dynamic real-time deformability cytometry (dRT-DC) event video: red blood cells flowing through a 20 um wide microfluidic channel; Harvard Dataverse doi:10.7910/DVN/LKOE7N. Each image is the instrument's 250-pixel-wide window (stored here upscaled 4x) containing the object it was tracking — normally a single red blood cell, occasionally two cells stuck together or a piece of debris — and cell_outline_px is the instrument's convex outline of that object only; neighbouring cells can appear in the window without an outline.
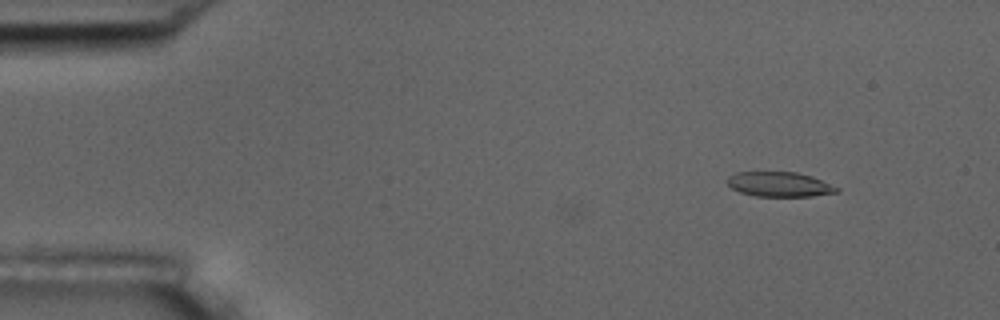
{"species": "common noctule bat (a hibernating species)", "species_latin": "Nyctalus noctula", "temperature_condition": "room temperature", "stored_images_in_passage": 4, "camera_frame_rate_fps": 3000, "um_per_image_px": 0.085, "animal": {"sex": "male", "body_mass_g": 17.5, "forearm_length_mm": 52.3}, "frame": {"image": 1, "passage_image": 1, "time_ms": 0.0, "image_size_px": [1000, 320], "cell_outline_px": [[840, 192], [812, 196], [756, 196], [740, 192], [732, 188], [724, 180], [728, 176], [736, 172], [796, 172], [812, 176], [840, 188]], "centroid_in_image_um": [66.25, 15.66], "position_along_channel_um": 18.8, "area_um2": 15.9}}